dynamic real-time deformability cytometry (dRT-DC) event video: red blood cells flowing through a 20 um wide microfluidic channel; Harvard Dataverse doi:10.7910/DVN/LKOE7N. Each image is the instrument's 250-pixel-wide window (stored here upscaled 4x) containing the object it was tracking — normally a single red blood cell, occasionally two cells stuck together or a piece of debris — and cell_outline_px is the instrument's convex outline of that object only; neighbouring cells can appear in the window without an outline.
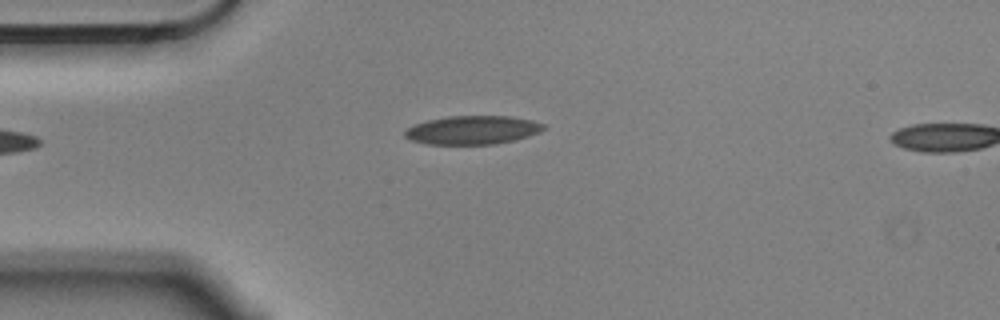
{"species": "Egyptian fruit bat (a non-hibernating species)", "species_latin": "Rousettus aegyptiacus", "temperature_condition": "cold", "stored_images_in_passage": 2, "camera_frame_rate_fps": 3000, "um_per_image_px": 0.085, "animal": {"sex": "male"}, "frame": {"image": 1, "passage_image": 2, "time_ms": 0.333, "image_size_px": [1000, 320], "cell_outline_px": [[544, 128], [540, 132], [528, 136], [496, 144], [428, 144], [412, 140], [404, 136], [404, 132], [412, 124], [428, 120], [448, 116], [512, 116], [532, 120], [544, 124]], "centroid_in_image_um": [40.15, 11.04], "position_along_channel_um": 44.8, "area_um2": 23.06}}